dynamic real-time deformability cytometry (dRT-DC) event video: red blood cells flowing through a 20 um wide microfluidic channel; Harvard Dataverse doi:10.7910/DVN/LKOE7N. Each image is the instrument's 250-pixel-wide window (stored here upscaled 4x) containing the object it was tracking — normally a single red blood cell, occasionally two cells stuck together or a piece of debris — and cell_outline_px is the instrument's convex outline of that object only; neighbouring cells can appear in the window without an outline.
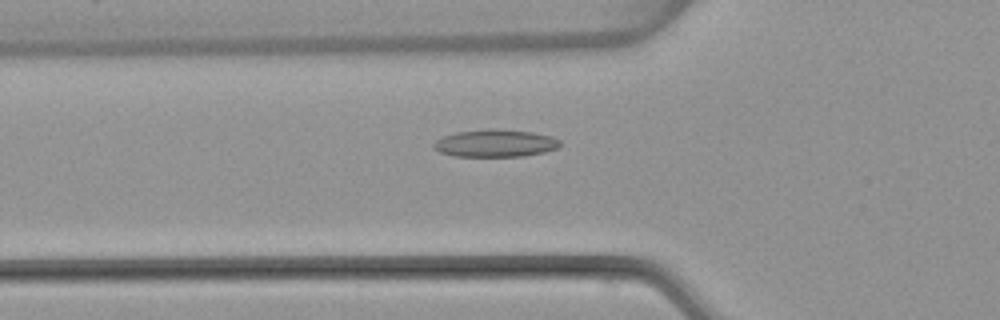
{"species": "common noctule bat (a hibernating species)", "species_latin": "Nyctalus noctula", "temperature_condition": "warm", "stored_images_in_passage": 54, "camera_frame_rate_fps": 3000, "um_per_image_px": 0.085, "animal": {"sex": "female", "body_mass_g": 22.7, "forearm_length_mm": 54.2}, "frame": {"image": 1, "passage_image": 19, "time_ms": 6.0, "image_size_px": [1000, 320], "cell_outline_px": [[560, 144], [556, 148], [544, 152], [524, 156], [452, 156], [440, 152], [432, 148], [432, 144], [436, 140], [444, 136], [456, 132], [492, 128], [532, 132], [552, 136], [560, 140]], "centroid_in_image_um": [42.07, 12.17], "position_along_channel_um": 83.7, "area_um2": 20.23}}
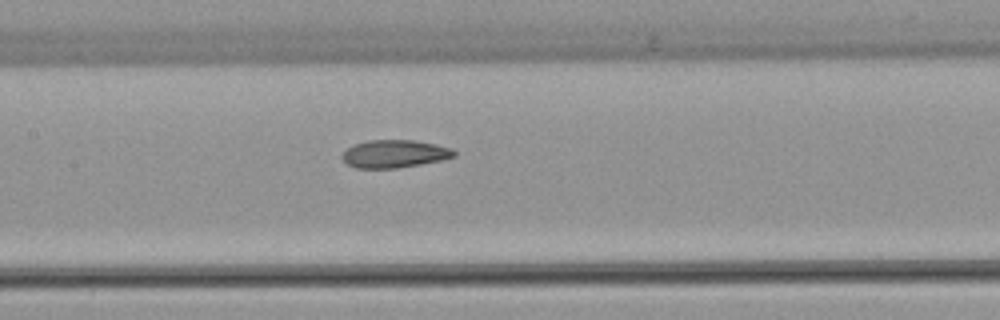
{"frame": {"image": 2, "passage_image": 26, "time_ms": 8.333, "image_size_px": [1000, 320], "cell_outline_px": [[456, 156], [440, 160], [420, 164], [396, 168], [356, 168], [348, 164], [340, 156], [352, 144], [368, 140], [412, 140], [436, 144], [452, 148], [456, 152]], "centroid_in_image_um": [33.53, 13.06], "position_along_channel_um": 173.9, "area_um2": 18.09}}
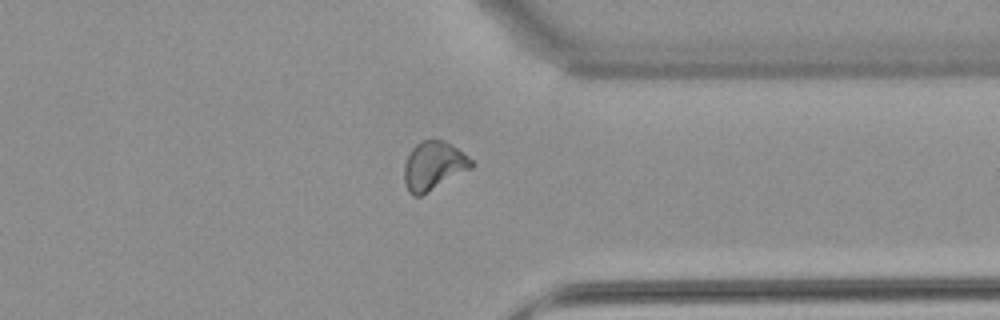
{"frame": {"image": 3, "passage_image": 42, "time_ms": 13.667, "image_size_px": [1000, 320], "cell_outline_px": [[476, 164], [472, 168], [420, 196], [412, 196], [408, 192], [404, 180], [404, 164], [412, 148], [420, 140], [444, 140], [452, 144], [468, 156]], "centroid_in_image_um": [36.86, 14.08], "position_along_channel_um": 374.5, "area_um2": 19.07}, "authors_computed_cell_mechanics": {"area_um2": 19.2474, "velocity_mm_per_s": 3.8345, "shape_relaxation_time_tau1_ms": 10.436, "shape_relaxation_time_tau2_ms": 2.3241, "deformation_change_tau1": 0.2112, "deformation_change_tau2": 0.0827}}